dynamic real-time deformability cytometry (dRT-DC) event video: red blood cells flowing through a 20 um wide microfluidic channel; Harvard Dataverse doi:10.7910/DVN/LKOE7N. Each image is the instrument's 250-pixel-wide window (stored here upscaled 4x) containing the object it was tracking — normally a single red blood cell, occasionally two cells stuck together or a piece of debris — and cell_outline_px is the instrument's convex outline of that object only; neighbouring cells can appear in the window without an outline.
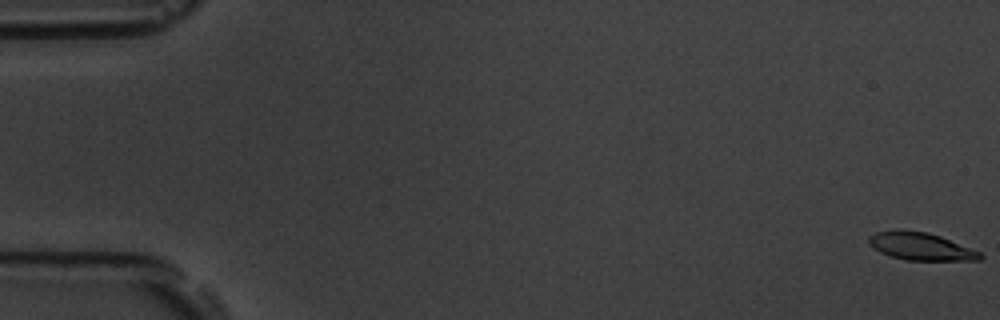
{"species": "common noctule bat (a hibernating species)", "species_latin": "Nyctalus noctula", "temperature_condition": "room temperature", "stored_images_in_passage": 6, "camera_frame_rate_fps": 3000, "um_per_image_px": 0.085, "animal": {"sex": "male", "body_mass_g": 19.5, "forearm_length_mm": 54.6}, "frame": {"image": 1, "passage_image": 1, "time_ms": 0.0, "image_size_px": [1000, 320], "cell_outline_px": [[984, 256], [980, 260], [904, 260], [880, 252], [868, 244], [868, 236], [876, 232], [896, 228], [928, 232], [940, 236], [980, 252]], "centroid_in_image_um": [78.21, 20.92], "position_along_channel_um": 6.8, "area_um2": 18.03}}
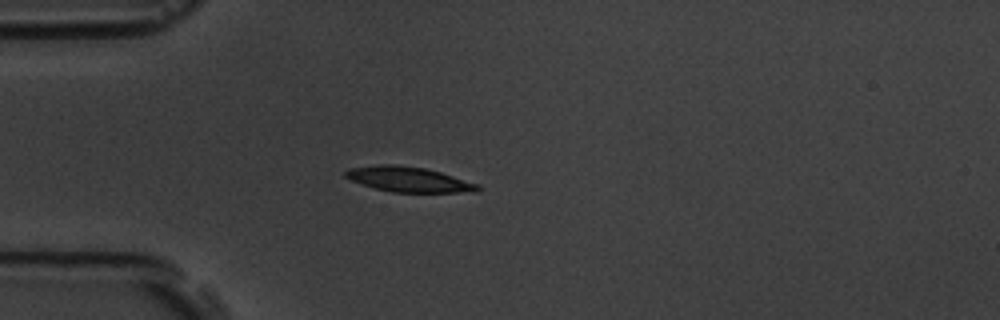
{"frame": {"image": 2, "passage_image": 5, "time_ms": 5.333, "image_size_px": [1000, 320], "cell_outline_px": [[480, 188], [476, 192], [392, 192], [376, 188], [352, 180], [344, 176], [344, 172], [348, 168], [380, 164], [396, 164], [424, 168], [440, 172], [480, 184]], "centroid_in_image_um": [34.75, 15.24], "position_along_channel_um": 50.2, "area_um2": 19.25}}